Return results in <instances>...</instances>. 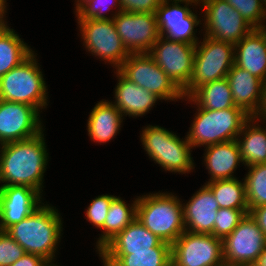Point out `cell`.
Listing matches in <instances>:
<instances>
[{"instance_id":"cell-1","label":"cell","mask_w":266,"mask_h":266,"mask_svg":"<svg viewBox=\"0 0 266 266\" xmlns=\"http://www.w3.org/2000/svg\"><path fill=\"white\" fill-rule=\"evenodd\" d=\"M43 131L35 137L0 146L1 186H27L42 193L48 153Z\"/></svg>"},{"instance_id":"cell-2","label":"cell","mask_w":266,"mask_h":266,"mask_svg":"<svg viewBox=\"0 0 266 266\" xmlns=\"http://www.w3.org/2000/svg\"><path fill=\"white\" fill-rule=\"evenodd\" d=\"M61 220L56 208L41 203L34 212L10 226L6 232L26 253L40 255L46 260L54 261L63 229Z\"/></svg>"},{"instance_id":"cell-3","label":"cell","mask_w":266,"mask_h":266,"mask_svg":"<svg viewBox=\"0 0 266 266\" xmlns=\"http://www.w3.org/2000/svg\"><path fill=\"white\" fill-rule=\"evenodd\" d=\"M183 204L171 193L137 197V219L162 241L173 244L185 231Z\"/></svg>"},{"instance_id":"cell-4","label":"cell","mask_w":266,"mask_h":266,"mask_svg":"<svg viewBox=\"0 0 266 266\" xmlns=\"http://www.w3.org/2000/svg\"><path fill=\"white\" fill-rule=\"evenodd\" d=\"M197 111L186 135L192 148L236 140L243 125L251 117L238 106L224 110L198 107Z\"/></svg>"},{"instance_id":"cell-5","label":"cell","mask_w":266,"mask_h":266,"mask_svg":"<svg viewBox=\"0 0 266 266\" xmlns=\"http://www.w3.org/2000/svg\"><path fill=\"white\" fill-rule=\"evenodd\" d=\"M34 51L0 78V99L24 103L39 112L47 106V86Z\"/></svg>"},{"instance_id":"cell-6","label":"cell","mask_w":266,"mask_h":266,"mask_svg":"<svg viewBox=\"0 0 266 266\" xmlns=\"http://www.w3.org/2000/svg\"><path fill=\"white\" fill-rule=\"evenodd\" d=\"M141 142L149 157L165 171L185 174L194 169L187 136L182 140L172 131L149 125L142 130Z\"/></svg>"},{"instance_id":"cell-7","label":"cell","mask_w":266,"mask_h":266,"mask_svg":"<svg viewBox=\"0 0 266 266\" xmlns=\"http://www.w3.org/2000/svg\"><path fill=\"white\" fill-rule=\"evenodd\" d=\"M234 58L233 44L205 36L203 42L196 44L193 72L183 96L189 97L200 86L226 78Z\"/></svg>"},{"instance_id":"cell-8","label":"cell","mask_w":266,"mask_h":266,"mask_svg":"<svg viewBox=\"0 0 266 266\" xmlns=\"http://www.w3.org/2000/svg\"><path fill=\"white\" fill-rule=\"evenodd\" d=\"M118 70L127 79L162 100L185 99L182 91L148 53H131Z\"/></svg>"},{"instance_id":"cell-9","label":"cell","mask_w":266,"mask_h":266,"mask_svg":"<svg viewBox=\"0 0 266 266\" xmlns=\"http://www.w3.org/2000/svg\"><path fill=\"white\" fill-rule=\"evenodd\" d=\"M171 266H225L222 239L185 230L171 245Z\"/></svg>"},{"instance_id":"cell-10","label":"cell","mask_w":266,"mask_h":266,"mask_svg":"<svg viewBox=\"0 0 266 266\" xmlns=\"http://www.w3.org/2000/svg\"><path fill=\"white\" fill-rule=\"evenodd\" d=\"M83 45L118 69L131 54L120 39L113 19H77Z\"/></svg>"},{"instance_id":"cell-11","label":"cell","mask_w":266,"mask_h":266,"mask_svg":"<svg viewBox=\"0 0 266 266\" xmlns=\"http://www.w3.org/2000/svg\"><path fill=\"white\" fill-rule=\"evenodd\" d=\"M225 266L254 265L266 246V235L246 214L237 227L222 239Z\"/></svg>"},{"instance_id":"cell-12","label":"cell","mask_w":266,"mask_h":266,"mask_svg":"<svg viewBox=\"0 0 266 266\" xmlns=\"http://www.w3.org/2000/svg\"><path fill=\"white\" fill-rule=\"evenodd\" d=\"M201 2L205 36L236 45L254 29L226 0H199Z\"/></svg>"},{"instance_id":"cell-13","label":"cell","mask_w":266,"mask_h":266,"mask_svg":"<svg viewBox=\"0 0 266 266\" xmlns=\"http://www.w3.org/2000/svg\"><path fill=\"white\" fill-rule=\"evenodd\" d=\"M195 50L196 45L160 36L148 54L183 91L188 86L193 72Z\"/></svg>"},{"instance_id":"cell-14","label":"cell","mask_w":266,"mask_h":266,"mask_svg":"<svg viewBox=\"0 0 266 266\" xmlns=\"http://www.w3.org/2000/svg\"><path fill=\"white\" fill-rule=\"evenodd\" d=\"M112 18L120 39L130 53H148L160 37L154 13L117 11Z\"/></svg>"},{"instance_id":"cell-15","label":"cell","mask_w":266,"mask_h":266,"mask_svg":"<svg viewBox=\"0 0 266 266\" xmlns=\"http://www.w3.org/2000/svg\"><path fill=\"white\" fill-rule=\"evenodd\" d=\"M185 3L184 7L179 5ZM199 4V0L163 1L156 9L155 15L160 36L172 40L196 45L195 27L201 22L192 12L189 4ZM170 4V5H169Z\"/></svg>"},{"instance_id":"cell-16","label":"cell","mask_w":266,"mask_h":266,"mask_svg":"<svg viewBox=\"0 0 266 266\" xmlns=\"http://www.w3.org/2000/svg\"><path fill=\"white\" fill-rule=\"evenodd\" d=\"M40 112L24 103L0 99V145L26 140L43 131Z\"/></svg>"},{"instance_id":"cell-17","label":"cell","mask_w":266,"mask_h":266,"mask_svg":"<svg viewBox=\"0 0 266 266\" xmlns=\"http://www.w3.org/2000/svg\"><path fill=\"white\" fill-rule=\"evenodd\" d=\"M41 195L27 186H0V230L6 231L40 207Z\"/></svg>"},{"instance_id":"cell-18","label":"cell","mask_w":266,"mask_h":266,"mask_svg":"<svg viewBox=\"0 0 266 266\" xmlns=\"http://www.w3.org/2000/svg\"><path fill=\"white\" fill-rule=\"evenodd\" d=\"M182 206L186 231L213 235L219 206L206 183Z\"/></svg>"},{"instance_id":"cell-19","label":"cell","mask_w":266,"mask_h":266,"mask_svg":"<svg viewBox=\"0 0 266 266\" xmlns=\"http://www.w3.org/2000/svg\"><path fill=\"white\" fill-rule=\"evenodd\" d=\"M234 64L266 81V27L254 28L234 45Z\"/></svg>"},{"instance_id":"cell-20","label":"cell","mask_w":266,"mask_h":266,"mask_svg":"<svg viewBox=\"0 0 266 266\" xmlns=\"http://www.w3.org/2000/svg\"><path fill=\"white\" fill-rule=\"evenodd\" d=\"M162 240L151 233L136 218L123 231L111 239L100 251L99 255H130L133 252L153 251Z\"/></svg>"},{"instance_id":"cell-21","label":"cell","mask_w":266,"mask_h":266,"mask_svg":"<svg viewBox=\"0 0 266 266\" xmlns=\"http://www.w3.org/2000/svg\"><path fill=\"white\" fill-rule=\"evenodd\" d=\"M118 84L115 87L114 105L120 110L122 115L130 117L145 115L154 106L156 101L162 100L156 94L145 90L127 79L118 69H116Z\"/></svg>"},{"instance_id":"cell-22","label":"cell","mask_w":266,"mask_h":266,"mask_svg":"<svg viewBox=\"0 0 266 266\" xmlns=\"http://www.w3.org/2000/svg\"><path fill=\"white\" fill-rule=\"evenodd\" d=\"M236 106L251 117L257 112L263 91V81L234 64L227 74Z\"/></svg>"},{"instance_id":"cell-23","label":"cell","mask_w":266,"mask_h":266,"mask_svg":"<svg viewBox=\"0 0 266 266\" xmlns=\"http://www.w3.org/2000/svg\"><path fill=\"white\" fill-rule=\"evenodd\" d=\"M204 164L211 177L208 182L233 179L237 165L241 160L240 149L236 140L205 146Z\"/></svg>"},{"instance_id":"cell-24","label":"cell","mask_w":266,"mask_h":266,"mask_svg":"<svg viewBox=\"0 0 266 266\" xmlns=\"http://www.w3.org/2000/svg\"><path fill=\"white\" fill-rule=\"evenodd\" d=\"M123 115L120 110L107 100L98 102L90 112L87 131L96 143H106L115 137L121 128Z\"/></svg>"},{"instance_id":"cell-25","label":"cell","mask_w":266,"mask_h":266,"mask_svg":"<svg viewBox=\"0 0 266 266\" xmlns=\"http://www.w3.org/2000/svg\"><path fill=\"white\" fill-rule=\"evenodd\" d=\"M256 121L254 117H250L245 122L241 132L236 138L240 149L242 164L247 167L266 163V129L261 127L258 123H254ZM240 136L243 138L240 139Z\"/></svg>"},{"instance_id":"cell-26","label":"cell","mask_w":266,"mask_h":266,"mask_svg":"<svg viewBox=\"0 0 266 266\" xmlns=\"http://www.w3.org/2000/svg\"><path fill=\"white\" fill-rule=\"evenodd\" d=\"M137 218V198L129 206L120 197L112 199L106 220L104 222L103 233L97 240V249L100 251L111 239L123 231L131 222Z\"/></svg>"},{"instance_id":"cell-27","label":"cell","mask_w":266,"mask_h":266,"mask_svg":"<svg viewBox=\"0 0 266 266\" xmlns=\"http://www.w3.org/2000/svg\"><path fill=\"white\" fill-rule=\"evenodd\" d=\"M188 99L197 107L208 110H224L236 106L227 78L200 86L187 97Z\"/></svg>"},{"instance_id":"cell-28","label":"cell","mask_w":266,"mask_h":266,"mask_svg":"<svg viewBox=\"0 0 266 266\" xmlns=\"http://www.w3.org/2000/svg\"><path fill=\"white\" fill-rule=\"evenodd\" d=\"M104 266H171V244L162 241L153 251L130 255H100Z\"/></svg>"},{"instance_id":"cell-29","label":"cell","mask_w":266,"mask_h":266,"mask_svg":"<svg viewBox=\"0 0 266 266\" xmlns=\"http://www.w3.org/2000/svg\"><path fill=\"white\" fill-rule=\"evenodd\" d=\"M213 192L219 208L249 210L245 181L237 178L216 180L206 184Z\"/></svg>"},{"instance_id":"cell-30","label":"cell","mask_w":266,"mask_h":266,"mask_svg":"<svg viewBox=\"0 0 266 266\" xmlns=\"http://www.w3.org/2000/svg\"><path fill=\"white\" fill-rule=\"evenodd\" d=\"M13 30L8 27L0 34V78L33 52Z\"/></svg>"},{"instance_id":"cell-31","label":"cell","mask_w":266,"mask_h":266,"mask_svg":"<svg viewBox=\"0 0 266 266\" xmlns=\"http://www.w3.org/2000/svg\"><path fill=\"white\" fill-rule=\"evenodd\" d=\"M244 178L249 211L266 205V163L248 167Z\"/></svg>"},{"instance_id":"cell-32","label":"cell","mask_w":266,"mask_h":266,"mask_svg":"<svg viewBox=\"0 0 266 266\" xmlns=\"http://www.w3.org/2000/svg\"><path fill=\"white\" fill-rule=\"evenodd\" d=\"M246 214H249V210L219 208L214 223L213 235L223 239L237 227Z\"/></svg>"},{"instance_id":"cell-33","label":"cell","mask_w":266,"mask_h":266,"mask_svg":"<svg viewBox=\"0 0 266 266\" xmlns=\"http://www.w3.org/2000/svg\"><path fill=\"white\" fill-rule=\"evenodd\" d=\"M254 28H265L262 20L266 19V10L261 0H226Z\"/></svg>"},{"instance_id":"cell-34","label":"cell","mask_w":266,"mask_h":266,"mask_svg":"<svg viewBox=\"0 0 266 266\" xmlns=\"http://www.w3.org/2000/svg\"><path fill=\"white\" fill-rule=\"evenodd\" d=\"M108 2L114 4L115 7L119 6L118 10L121 11L119 0L76 1L75 12L77 13V19H113L104 15L105 12L111 9Z\"/></svg>"},{"instance_id":"cell-35","label":"cell","mask_w":266,"mask_h":266,"mask_svg":"<svg viewBox=\"0 0 266 266\" xmlns=\"http://www.w3.org/2000/svg\"><path fill=\"white\" fill-rule=\"evenodd\" d=\"M113 195H101L91 201L86 211L87 220L98 229L104 226Z\"/></svg>"},{"instance_id":"cell-36","label":"cell","mask_w":266,"mask_h":266,"mask_svg":"<svg viewBox=\"0 0 266 266\" xmlns=\"http://www.w3.org/2000/svg\"><path fill=\"white\" fill-rule=\"evenodd\" d=\"M25 254V250L6 231L0 230V266H10Z\"/></svg>"},{"instance_id":"cell-37","label":"cell","mask_w":266,"mask_h":266,"mask_svg":"<svg viewBox=\"0 0 266 266\" xmlns=\"http://www.w3.org/2000/svg\"><path fill=\"white\" fill-rule=\"evenodd\" d=\"M162 2V0H119L123 12L154 14Z\"/></svg>"},{"instance_id":"cell-38","label":"cell","mask_w":266,"mask_h":266,"mask_svg":"<svg viewBox=\"0 0 266 266\" xmlns=\"http://www.w3.org/2000/svg\"><path fill=\"white\" fill-rule=\"evenodd\" d=\"M45 261L40 255L26 253L10 266H42Z\"/></svg>"},{"instance_id":"cell-39","label":"cell","mask_w":266,"mask_h":266,"mask_svg":"<svg viewBox=\"0 0 266 266\" xmlns=\"http://www.w3.org/2000/svg\"><path fill=\"white\" fill-rule=\"evenodd\" d=\"M250 216L255 220L258 227L266 235V205L255 207L249 211Z\"/></svg>"},{"instance_id":"cell-40","label":"cell","mask_w":266,"mask_h":266,"mask_svg":"<svg viewBox=\"0 0 266 266\" xmlns=\"http://www.w3.org/2000/svg\"><path fill=\"white\" fill-rule=\"evenodd\" d=\"M252 117L256 120H258V118H262L264 121L266 120V81L263 83V91L259 108Z\"/></svg>"},{"instance_id":"cell-41","label":"cell","mask_w":266,"mask_h":266,"mask_svg":"<svg viewBox=\"0 0 266 266\" xmlns=\"http://www.w3.org/2000/svg\"><path fill=\"white\" fill-rule=\"evenodd\" d=\"M6 3L0 8V34L5 31L9 26L7 25L6 21H4L5 19V10H6Z\"/></svg>"},{"instance_id":"cell-42","label":"cell","mask_w":266,"mask_h":266,"mask_svg":"<svg viewBox=\"0 0 266 266\" xmlns=\"http://www.w3.org/2000/svg\"><path fill=\"white\" fill-rule=\"evenodd\" d=\"M255 266H266V246L263 249V252L260 254Z\"/></svg>"},{"instance_id":"cell-43","label":"cell","mask_w":266,"mask_h":266,"mask_svg":"<svg viewBox=\"0 0 266 266\" xmlns=\"http://www.w3.org/2000/svg\"><path fill=\"white\" fill-rule=\"evenodd\" d=\"M52 262V260H46L42 266H58L56 264H53Z\"/></svg>"},{"instance_id":"cell-44","label":"cell","mask_w":266,"mask_h":266,"mask_svg":"<svg viewBox=\"0 0 266 266\" xmlns=\"http://www.w3.org/2000/svg\"><path fill=\"white\" fill-rule=\"evenodd\" d=\"M6 3V0H0V8Z\"/></svg>"},{"instance_id":"cell-45","label":"cell","mask_w":266,"mask_h":266,"mask_svg":"<svg viewBox=\"0 0 266 266\" xmlns=\"http://www.w3.org/2000/svg\"><path fill=\"white\" fill-rule=\"evenodd\" d=\"M162 1H172V0H162ZM173 1H184V0H173Z\"/></svg>"}]
</instances>
